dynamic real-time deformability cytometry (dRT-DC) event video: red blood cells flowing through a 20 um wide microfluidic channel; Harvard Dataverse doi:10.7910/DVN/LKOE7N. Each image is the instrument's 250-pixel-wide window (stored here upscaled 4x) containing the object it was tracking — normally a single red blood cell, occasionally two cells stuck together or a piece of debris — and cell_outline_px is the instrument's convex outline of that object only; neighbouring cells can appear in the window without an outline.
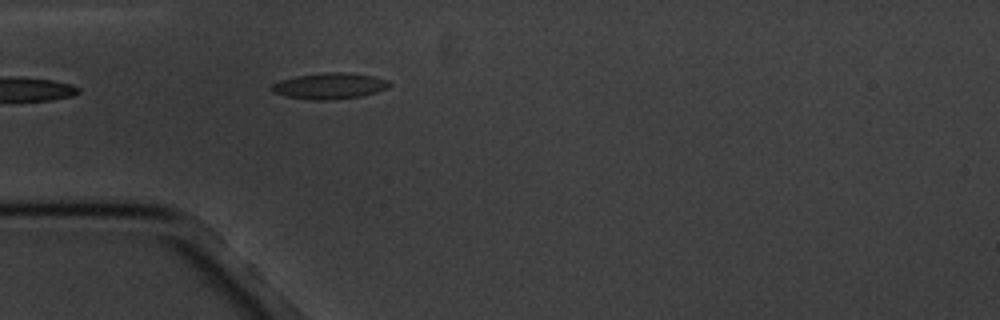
{"species": "common noctule bat (a hibernating species)", "species_latin": "Nyctalus noctula", "temperature_condition": "cold", "stored_images_in_passage": 2, "camera_frame_rate_fps": 3000, "um_per_image_px": 0.085, "animal": {"sex": "male", "body_mass_g": 20.1, "forearm_length_mm": 53.5}, "frame": {"image": 1, "passage_image": 2, "time_ms": 1.333, "image_size_px": [1000, 320], "cell_outline_px": [[392, 84], [388, 88], [364, 96], [332, 100], [312, 100], [288, 96], [272, 92], [268, 88], [272, 84], [280, 80], [296, 76], [324, 72], [344, 72], [372, 76], [388, 80]], "centroid_in_image_um": [28.01, 7.31], "position_along_channel_um": 57.0, "area_um2": 18.03}}